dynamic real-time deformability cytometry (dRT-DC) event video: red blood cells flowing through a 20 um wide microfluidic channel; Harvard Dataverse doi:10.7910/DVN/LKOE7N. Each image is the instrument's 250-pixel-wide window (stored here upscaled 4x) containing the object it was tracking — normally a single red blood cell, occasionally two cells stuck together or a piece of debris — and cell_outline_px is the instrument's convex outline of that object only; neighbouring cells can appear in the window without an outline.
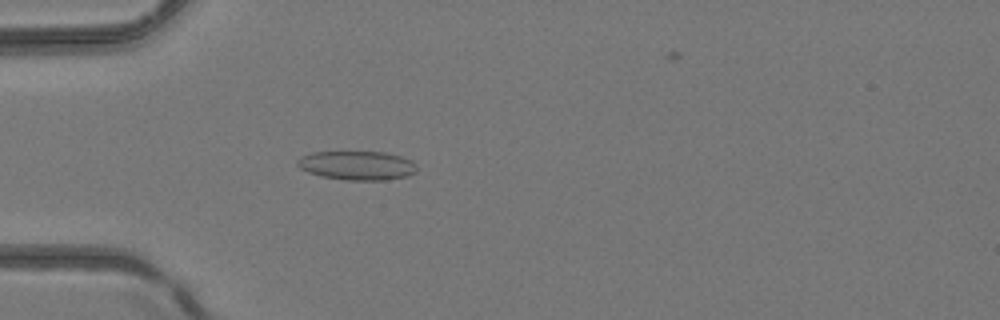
{"species": "common noctule bat (a hibernating species)", "species_latin": "Nyctalus noctula", "temperature_condition": "room temperature", "stored_images_in_passage": 3, "camera_frame_rate_fps": 3000, "um_per_image_px": 0.085, "animal": {"sex": "female", "body_mass_g": 24.6, "forearm_length_mm": 56.2}, "frame": {"image": 1, "passage_image": 3, "time_ms": 3.333, "image_size_px": [1000, 320], "cell_outline_px": [[416, 172], [408, 176], [384, 180], [344, 180], [320, 176], [308, 172], [300, 168], [296, 164], [296, 160], [300, 156], [312, 152], [384, 152], [400, 156], [412, 160], [416, 164]], "centroid_in_image_um": [30.33, 14.06], "position_along_channel_um": 54.7, "area_um2": 20.35}}